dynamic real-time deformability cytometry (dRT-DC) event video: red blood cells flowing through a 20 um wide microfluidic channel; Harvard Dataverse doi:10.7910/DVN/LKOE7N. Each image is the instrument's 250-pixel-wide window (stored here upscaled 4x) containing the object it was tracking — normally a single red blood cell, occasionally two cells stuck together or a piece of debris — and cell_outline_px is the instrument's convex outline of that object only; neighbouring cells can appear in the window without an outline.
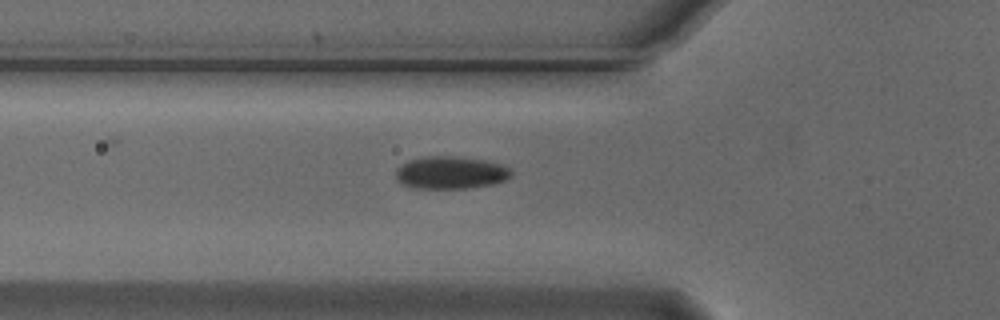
{"species": "Egyptian fruit bat (a non-hibernating species)", "species_latin": "Rousettus aegyptiacus", "temperature_condition": "cold", "stored_images_in_passage": 40, "camera_frame_rate_fps": 3000, "um_per_image_px": 0.085, "animal": {"sex": "male"}, "frame": {"image": 1, "passage_image": 8, "time_ms": 2.333, "image_size_px": [1000, 320], "cell_outline_px": [[512, 176], [504, 180], [492, 184], [468, 188], [412, 188], [400, 184], [396, 180], [396, 168], [400, 164], [408, 160], [428, 156], [452, 156], [484, 160], [500, 164], [508, 168], [512, 172]], "centroid_in_image_um": [38.24, 14.68], "position_along_channel_um": 87.6, "area_um2": 21.96}}
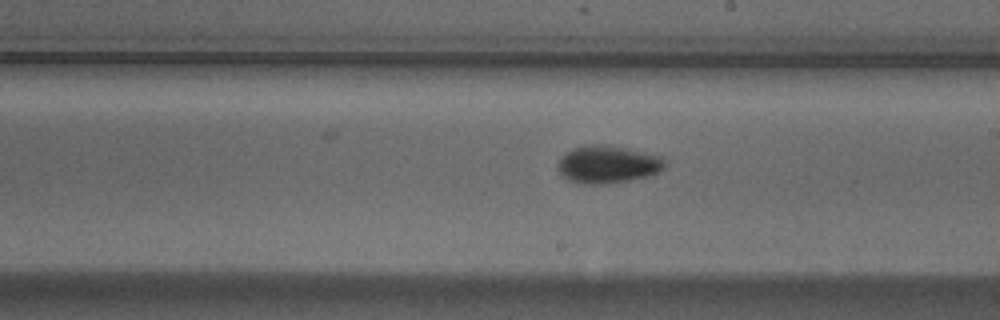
{"frame": {"image": 2, "passage_image": 20, "time_ms": 6.333, "image_size_px": [1000, 320], "cell_outline_px": [[664, 168], [660, 172], [648, 176], [628, 180], [596, 184], [584, 184], [568, 180], [556, 168], [556, 164], [560, 156], [564, 152], [572, 148], [584, 144], [604, 144], [628, 148], [660, 156], [664, 160]], "centroid_in_image_um": [51.6, 13.94], "position_along_channel_um": 237.4, "area_um2": 23.64}}
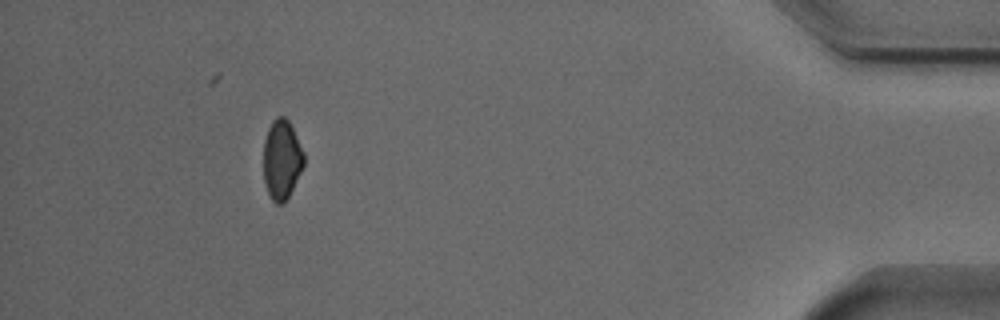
{"frame": {"image": 3, "passage_image": 39, "time_ms": 12.667, "image_size_px": [1000, 320], "cell_outline_px": [[304, 164], [284, 204], [276, 204], [272, 200], [268, 192], [264, 180], [264, 140], [268, 128], [272, 120], [276, 116], [284, 116], [288, 120], [304, 152]], "centroid_in_image_um": [23.94, 13.54], "position_along_channel_um": 411.3, "area_um2": 18.55}}